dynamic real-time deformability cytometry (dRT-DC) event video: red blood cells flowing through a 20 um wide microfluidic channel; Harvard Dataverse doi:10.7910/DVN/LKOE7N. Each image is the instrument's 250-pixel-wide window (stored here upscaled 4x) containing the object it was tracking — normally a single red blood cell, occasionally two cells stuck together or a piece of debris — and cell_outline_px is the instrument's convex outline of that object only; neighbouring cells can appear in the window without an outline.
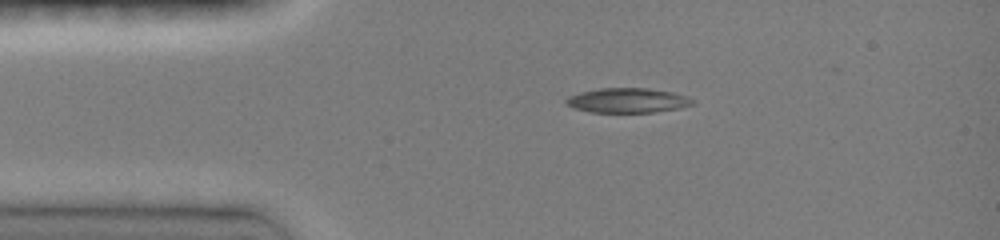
{"species": "common noctule bat (a hibernating species)", "species_latin": "Nyctalus noctula", "temperature_condition": "room temperature", "stored_images_in_passage": 3, "camera_frame_rate_fps": 3000, "um_per_image_px": 0.085, "animal": {"sex": "female", "body_mass_g": 19.0, "forearm_length_mm": 51.5}, "frame": {"image": 1, "passage_image": 3, "time_ms": 1.667, "image_size_px": [1000, 240], "cell_outline_px": [[696, 104], [680, 108], [652, 112], [592, 112], [572, 108], [564, 104], [564, 100], [568, 96], [580, 92], [600, 88], [648, 88], [672, 92], [688, 96], [696, 100]], "centroid_in_image_um": [53.35, 8.53], "position_along_channel_um": 31.6, "area_um2": 18.44}}